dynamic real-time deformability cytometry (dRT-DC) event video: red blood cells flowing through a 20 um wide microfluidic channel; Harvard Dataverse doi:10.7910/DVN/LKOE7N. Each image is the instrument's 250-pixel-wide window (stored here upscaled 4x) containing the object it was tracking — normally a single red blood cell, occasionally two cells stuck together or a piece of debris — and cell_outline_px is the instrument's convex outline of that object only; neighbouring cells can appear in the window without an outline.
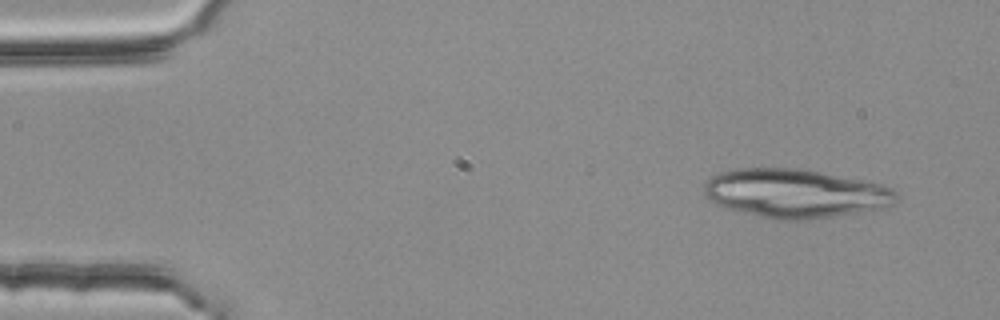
{"species": "common noctule bat (a hibernating species)", "species_latin": "Nyctalus noctula", "temperature_condition": "room temperature", "stored_images_in_passage": 4, "camera_frame_rate_fps": 3000, "um_per_image_px": 0.085, "animal": {"sex": "female", "body_mass_g": 25.1}, "frame": {"image": 1, "passage_image": 1, "time_ms": 0.0, "image_size_px": [1000, 320], "cell_outline_px": [[896, 200], [888, 208], [804, 220], [784, 220], [764, 216], [732, 208], [720, 204], [704, 196], [704, 184], [712, 176], [720, 172], [736, 168], [796, 168], [820, 172], [880, 184], [892, 188], [896, 192]], "centroid_in_image_um": [67.64, 16.42], "position_along_channel_um": 17.4, "area_um2": 53.75}}